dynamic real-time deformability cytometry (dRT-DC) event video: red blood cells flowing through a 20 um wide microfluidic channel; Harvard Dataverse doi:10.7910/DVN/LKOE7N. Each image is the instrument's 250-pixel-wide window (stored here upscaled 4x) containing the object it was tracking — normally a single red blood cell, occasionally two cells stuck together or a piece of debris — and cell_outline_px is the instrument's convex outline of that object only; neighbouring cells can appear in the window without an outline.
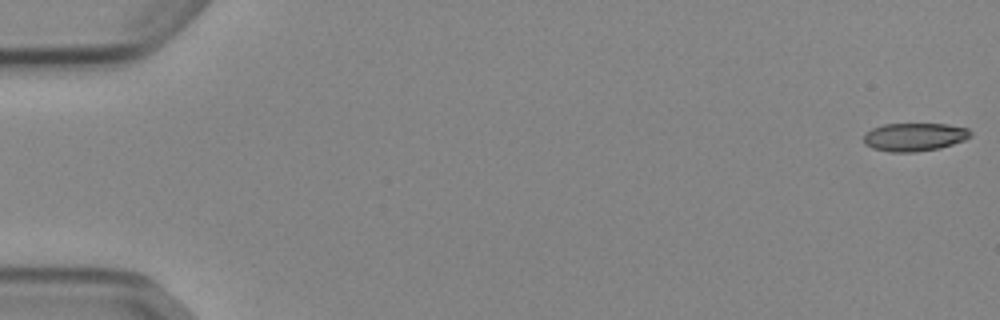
{"species": "Egyptian fruit bat (a non-hibernating species)", "species_latin": "Rousettus aegyptiacus", "temperature_condition": "cold", "stored_images_in_passage": 53, "camera_frame_rate_fps": 3000, "um_per_image_px": 0.085, "animal": {"sex": "female"}, "frame": {"image": 1, "passage_image": 1, "time_ms": 0.0, "image_size_px": [1000, 320], "cell_outline_px": [[972, 136], [964, 140], [940, 148], [916, 152], [888, 152], [872, 148], [864, 144], [864, 136], [872, 128], [884, 124], [948, 124], [968, 128], [972, 132]], "centroid_in_image_um": [77.74, 11.64], "position_along_channel_um": 7.3, "area_um2": 17.63}}
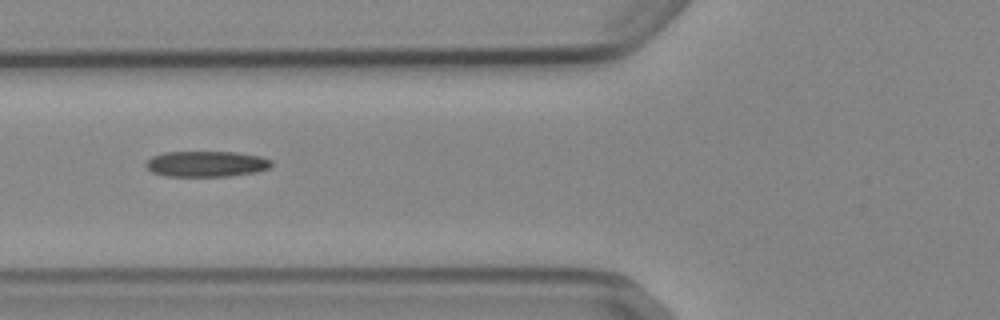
{"frame": {"image": 2, "passage_image": 21, "time_ms": 6.667, "image_size_px": [1000, 320], "cell_outline_px": [[272, 164], [268, 168], [256, 172], [228, 176], [164, 176], [152, 172], [144, 164], [152, 156], [164, 152], [236, 152], [260, 156], [272, 160]], "centroid_in_image_um": [17.53, 13.93], "position_along_channel_um": 108.3, "area_um2": 18.84}}
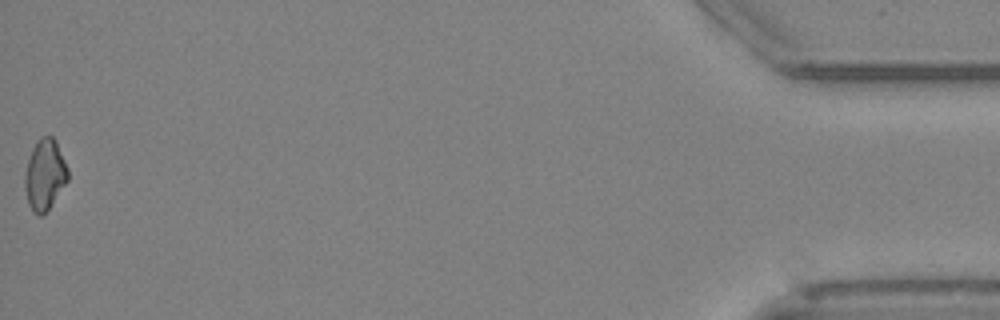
{"frame": {"image": 3, "passage_image": 53, "time_ms": 17.333, "image_size_px": [1000, 320], "cell_outline_px": [[68, 180], [48, 208], [40, 216], [32, 212], [28, 204], [24, 188], [24, 176], [28, 160], [32, 148], [36, 140], [40, 136], [52, 136], [56, 140], [68, 168]], "centroid_in_image_um": [3.79, 14.82], "position_along_channel_um": 431.4, "area_um2": 17.74}}